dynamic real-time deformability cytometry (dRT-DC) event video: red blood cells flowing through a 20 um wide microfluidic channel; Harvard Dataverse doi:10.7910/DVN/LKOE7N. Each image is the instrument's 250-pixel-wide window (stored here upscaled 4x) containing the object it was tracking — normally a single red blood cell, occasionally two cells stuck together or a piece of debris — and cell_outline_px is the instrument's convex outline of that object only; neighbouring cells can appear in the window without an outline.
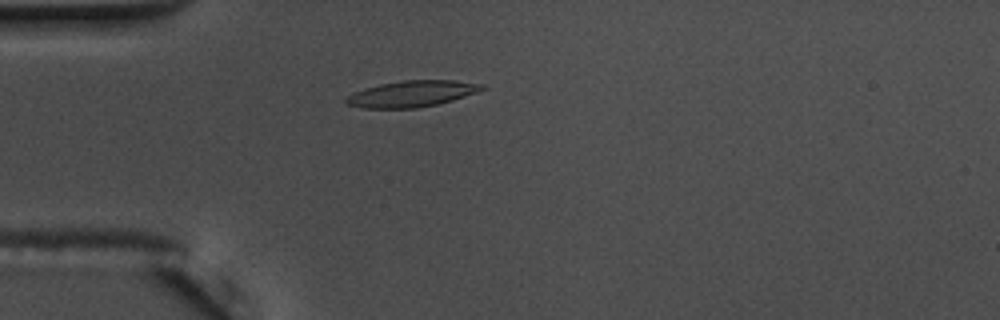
{"species": "common noctule bat (a hibernating species)", "species_latin": "Nyctalus noctula", "temperature_condition": "warm", "stored_images_in_passage": 45, "camera_frame_rate_fps": 3000, "um_per_image_px": 0.085, "animal": {"sex": "male", "body_mass_g": 17.5, "forearm_length_mm": 52.3}, "frame": {"image": 1, "passage_image": 5, "time_ms": 1.333, "image_size_px": [1000, 320], "cell_outline_px": [[488, 88], [452, 100], [436, 104], [416, 108], [364, 108], [344, 104], [344, 100], [348, 96], [364, 88], [380, 84], [404, 80], [452, 80], [484, 84]], "centroid_in_image_um": [35.0, 7.97], "position_along_channel_um": 50.0, "area_um2": 20.63}}
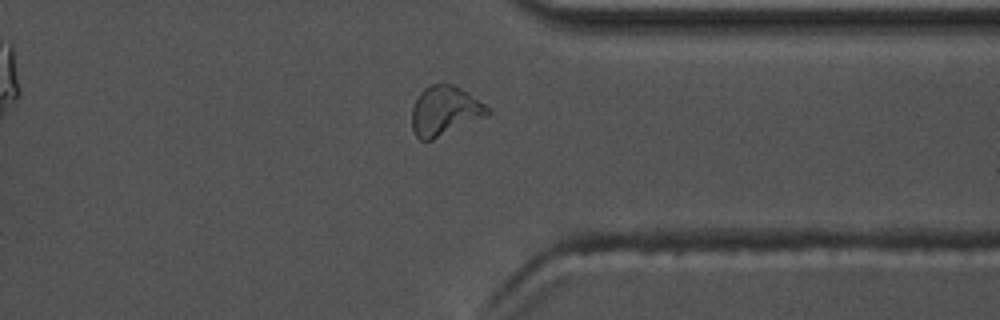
{"frame": {"image": 2, "passage_image": 33, "time_ms": 10.667, "image_size_px": [1000, 320], "cell_outline_px": [[492, 112], [488, 116], [432, 140], [420, 140], [416, 136], [412, 128], [412, 108], [420, 92], [424, 88], [432, 84], [444, 80], [468, 92], [484, 104]], "centroid_in_image_um": [37.81, 9.4], "position_along_channel_um": 373.6, "area_um2": 22.08}}
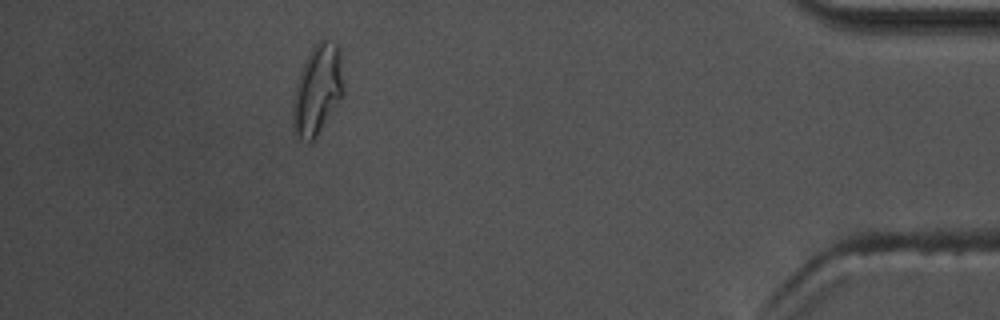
{"frame": {"image": 3, "passage_image": 40, "time_ms": 13.0, "image_size_px": [1000, 320], "cell_outline_px": [[344, 92], [340, 100], [316, 136], [312, 140], [296, 140], [292, 132], [292, 100], [300, 72], [304, 60], [308, 52], [324, 36], [340, 44], [344, 88]], "centroid_in_image_um": [26.98, 7.59], "position_along_channel_um": 408.2, "area_um2": 27.22}, "authors_computed_cell_mechanics": {"area_um2": 20.4034, "velocity_mm_per_s": 3.6281, "shape_relaxation_time_tau1_ms": null, "shape_relaxation_time_tau2_ms": 2.8666, "deformation_change_tau1": null, "deformation_change_tau2": 0.1166}}